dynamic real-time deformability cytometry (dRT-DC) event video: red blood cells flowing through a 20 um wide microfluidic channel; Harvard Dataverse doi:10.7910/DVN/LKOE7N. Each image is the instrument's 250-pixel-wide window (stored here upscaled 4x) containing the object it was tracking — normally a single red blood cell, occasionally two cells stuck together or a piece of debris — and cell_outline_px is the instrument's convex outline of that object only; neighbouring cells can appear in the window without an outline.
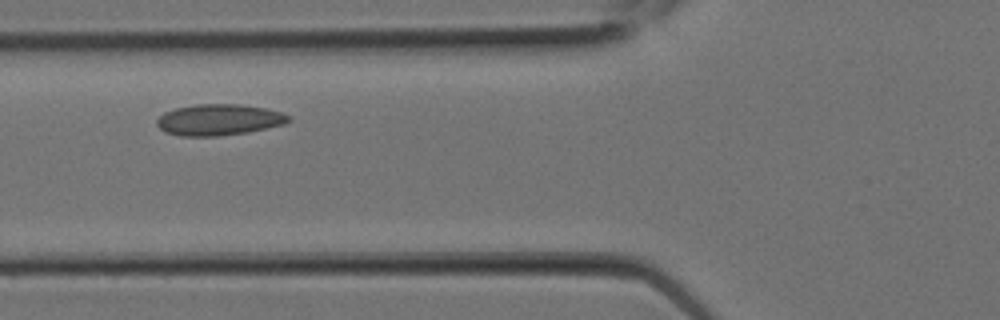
{"species": "Egyptian fruit bat (a non-hibernating species)", "species_latin": "Rousettus aegyptiacus", "temperature_condition": "room temperature", "stored_images_in_passage": 2, "camera_frame_rate_fps": 3000, "um_per_image_px": 0.085, "animal": {"sex": "female"}, "frame": {"image": 1, "passage_image": 2, "time_ms": 0.333, "image_size_px": [1000, 320], "cell_outline_px": [[292, 120], [284, 124], [248, 132], [216, 136], [180, 136], [164, 132], [156, 124], [156, 120], [164, 112], [176, 108], [196, 104], [240, 104], [268, 108], [292, 116]], "centroid_in_image_um": [18.62, 10.17], "position_along_channel_um": 107.2, "area_um2": 24.1}}